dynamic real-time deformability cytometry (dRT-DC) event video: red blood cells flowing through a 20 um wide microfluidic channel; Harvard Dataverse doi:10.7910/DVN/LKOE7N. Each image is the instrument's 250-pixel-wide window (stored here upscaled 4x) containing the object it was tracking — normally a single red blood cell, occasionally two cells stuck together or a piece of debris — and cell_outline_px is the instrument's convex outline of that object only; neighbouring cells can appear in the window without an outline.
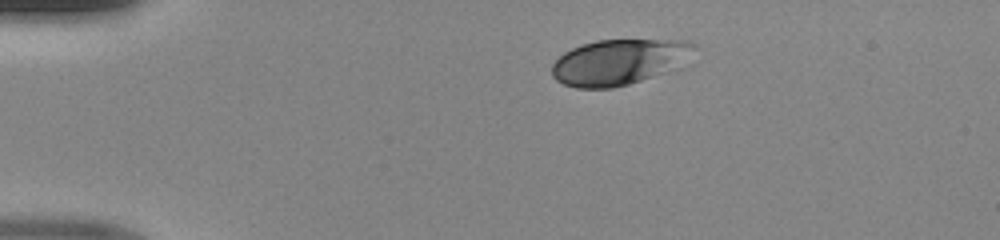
{"species": "human", "species_latin": "Homo sapiens", "temperature_condition": "room temperature", "stored_images_in_passage": 40, "camera_frame_rate_fps": 3000, "um_per_image_px": 0.085, "donor": {"sex": "male"}, "frame": {"image": 1, "passage_image": 1, "time_ms": 0.0, "image_size_px": [1000, 240], "cell_outline_px": [[696, 48], [680, 68], [668, 72], [628, 84], [612, 88], [576, 88], [564, 84], [556, 80], [552, 76], [552, 64], [564, 52], [580, 44], [596, 40], [688, 40], [696, 44]], "centroid_in_image_um": [52.64, 5.26], "position_along_channel_um": 32.4, "area_um2": 38.15}}
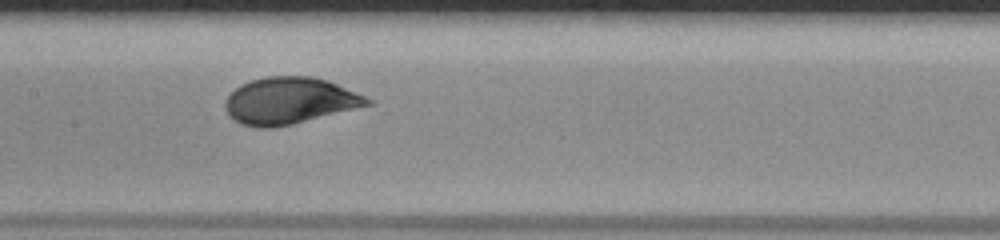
{"frame": {"image": 2, "passage_image": 16, "time_ms": 5.0, "image_size_px": [1000, 240], "cell_outline_px": [[372, 104], [292, 124], [272, 128], [256, 128], [240, 124], [228, 112], [224, 104], [228, 96], [236, 88], [252, 80], [268, 76], [312, 76], [336, 84], [364, 96], [372, 100]], "centroid_in_image_um": [24.59, 8.57], "position_along_channel_um": 182.8, "area_um2": 37.97}}
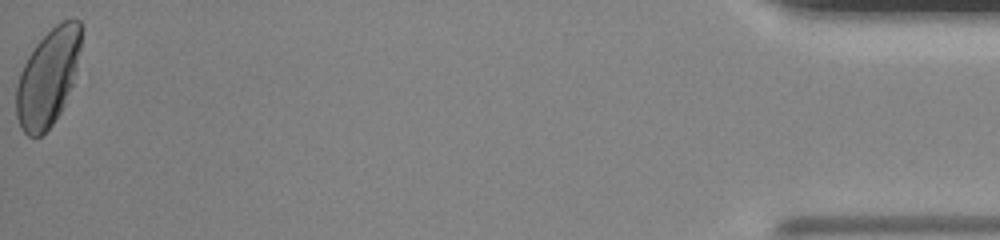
{"frame": {"image": 3, "passage_image": 40, "time_ms": 13.0, "image_size_px": [1000, 240], "cell_outline_px": [[84, 28], [76, 68], [72, 84], [64, 104], [60, 112], [52, 124], [40, 136], [28, 136], [24, 132], [16, 116], [16, 84], [20, 72], [28, 56], [36, 44], [56, 24], [64, 20], [80, 20]], "centroid_in_image_um": [4.08, 6.56], "position_along_channel_um": 431.1, "area_um2": 36.41}}